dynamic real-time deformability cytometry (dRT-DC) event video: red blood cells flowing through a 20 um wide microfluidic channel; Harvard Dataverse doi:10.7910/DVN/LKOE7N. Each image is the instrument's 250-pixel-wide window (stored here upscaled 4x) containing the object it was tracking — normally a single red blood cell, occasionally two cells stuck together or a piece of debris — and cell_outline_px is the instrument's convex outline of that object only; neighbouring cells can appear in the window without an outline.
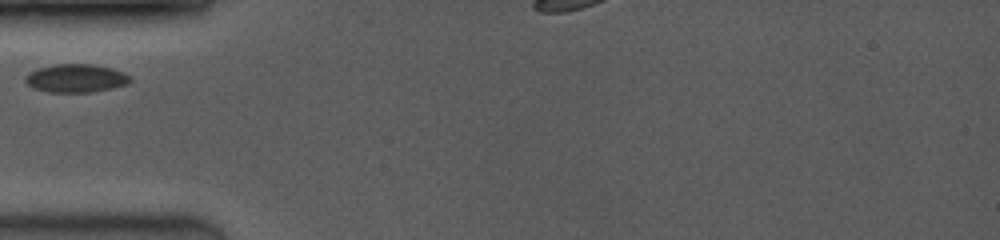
{"species": "common noctule bat (a hibernating species)", "species_latin": "Nyctalus noctula", "temperature_condition": "room temperature", "stored_images_in_passage": 22, "camera_frame_rate_fps": 3500, "um_per_image_px": 0.085, "animal": {"sex": "female", "body_mass_g": 19.0, "forearm_length_mm": 53.3}, "frame": {"image": 1, "passage_image": 1, "time_ms": 0.0, "image_size_px": [1000, 240], "cell_outline_px": [[132, 80], [128, 84], [112, 88], [92, 92], [48, 92], [36, 88], [28, 84], [24, 80], [24, 76], [28, 72], [40, 68], [56, 64], [92, 64], [112, 68], [124, 72], [132, 76]], "centroid_in_image_um": [6.5, 6.65], "position_along_channel_um": 78.5, "area_um2": 17.34}}
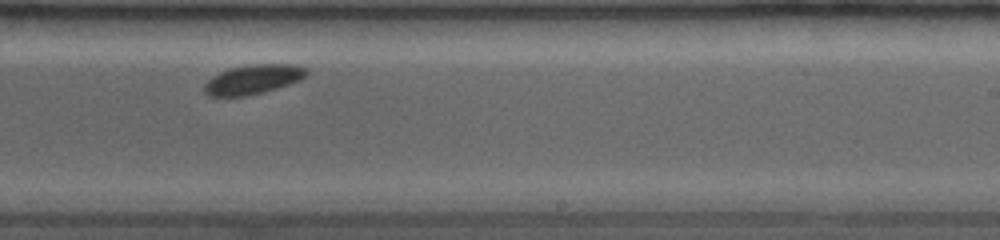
{"frame": {"image": 2, "passage_image": 12, "time_ms": 4.857, "image_size_px": [1000, 240], "cell_outline_px": [[308, 76], [300, 80], [264, 92], [248, 96], [208, 96], [204, 92], [204, 84], [212, 76], [228, 68], [248, 64], [296, 64], [308, 68]], "centroid_in_image_um": [21.53, 6.73], "position_along_channel_um": 267.5, "area_um2": 17.8}}
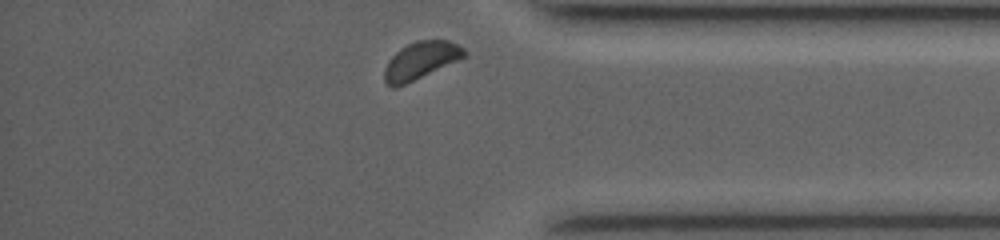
{"frame": {"image": 3, "passage_image": 22, "time_ms": 8.286, "image_size_px": [1000, 240], "cell_outline_px": [[468, 52], [460, 60], [404, 84], [392, 88], [384, 80], [384, 68], [388, 60], [400, 48], [416, 40], [448, 40], [464, 48]], "centroid_in_image_um": [35.76, 5.13], "position_along_channel_um": 399.4, "area_um2": 17.28}}